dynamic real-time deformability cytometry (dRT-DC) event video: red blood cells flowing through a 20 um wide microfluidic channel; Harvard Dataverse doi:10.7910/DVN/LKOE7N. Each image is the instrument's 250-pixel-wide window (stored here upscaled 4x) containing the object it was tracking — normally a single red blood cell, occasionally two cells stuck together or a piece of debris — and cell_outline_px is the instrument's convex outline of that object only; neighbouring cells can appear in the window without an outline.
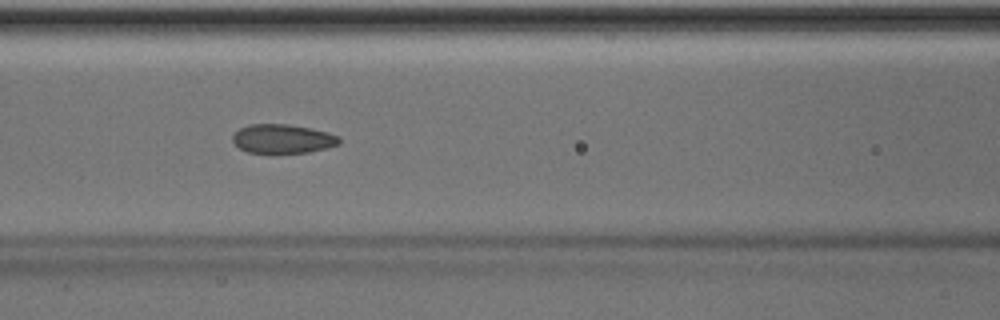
{"species": "Egyptian fruit bat (a non-hibernating species)", "species_latin": "Rousettus aegyptiacus", "temperature_condition": "room temperature", "stored_images_in_passage": 35, "camera_frame_rate_fps": 3000, "um_per_image_px": 0.085, "animal": {"sex": "male"}, "frame": {"image": 1, "passage_image": 6, "time_ms": 1.667, "image_size_px": [1000, 320], "cell_outline_px": [[340, 144], [328, 148], [308, 152], [248, 152], [240, 148], [232, 140], [232, 136], [240, 128], [248, 124], [284, 124], [308, 128], [328, 132], [340, 136]], "centroid_in_image_um": [24.05, 11.79], "position_along_channel_um": 142.5, "area_um2": 17.8}}
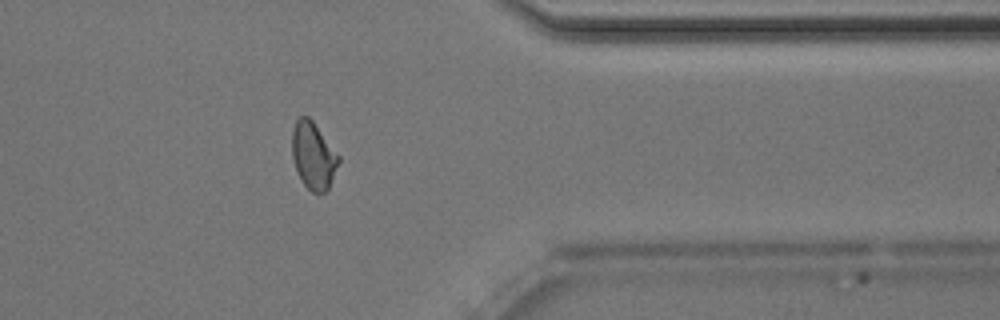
{"frame": {"image": 2, "passage_image": 25, "time_ms": 8.0, "image_size_px": [1000, 320], "cell_outline_px": [[340, 160], [328, 188], [324, 192], [312, 192], [300, 180], [292, 156], [292, 128], [296, 120], [300, 116], [308, 116], [312, 120], [340, 156]], "centroid_in_image_um": [26.62, 13.2], "position_along_channel_um": 384.8, "area_um2": 18.03}}
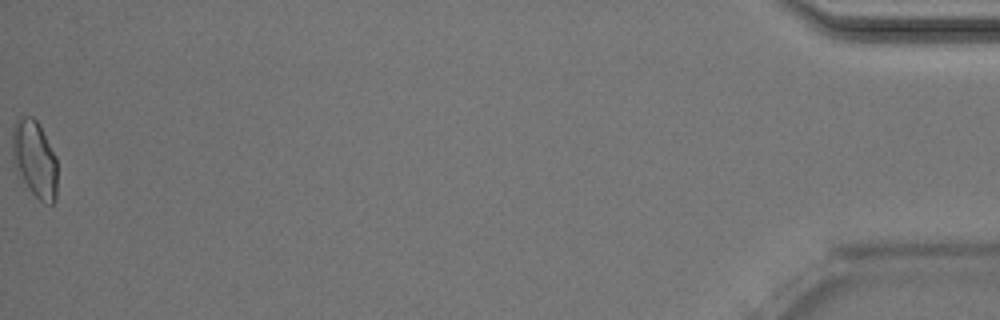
{"frame": {"image": 3, "passage_image": 35, "time_ms": 11.333, "image_size_px": [1000, 320], "cell_outline_px": [[56, 200], [52, 204], [44, 204], [16, 176], [12, 164], [12, 128], [16, 120], [24, 116], [32, 116], [36, 120], [56, 156]], "centroid_in_image_um": [2.9, 13.54], "position_along_channel_um": 432.3, "area_um2": 20.52}}